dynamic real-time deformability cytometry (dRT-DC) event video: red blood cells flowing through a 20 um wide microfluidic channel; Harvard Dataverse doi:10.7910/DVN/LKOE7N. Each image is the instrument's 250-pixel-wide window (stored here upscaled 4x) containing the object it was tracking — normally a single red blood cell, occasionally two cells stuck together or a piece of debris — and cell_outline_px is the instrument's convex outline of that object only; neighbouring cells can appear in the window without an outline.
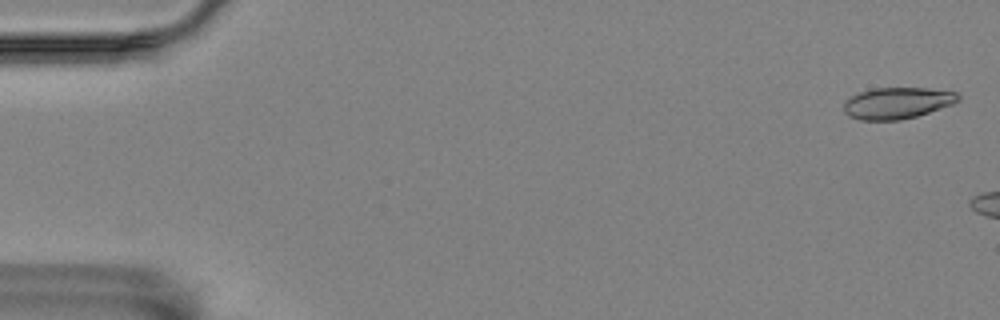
{"species": "Egyptian fruit bat (a non-hibernating species)", "species_latin": "Rousettus aegyptiacus", "temperature_condition": "room temperature", "stored_images_in_passage": 8, "camera_frame_rate_fps": 3000, "um_per_image_px": 0.085, "animal": {"sex": "female"}, "frame": {"image": 1, "passage_image": 2, "time_ms": 0.333, "image_size_px": [1000, 320], "cell_outline_px": [[960, 100], [952, 104], [916, 116], [900, 120], [860, 120], [848, 116], [844, 112], [844, 100], [848, 96], [860, 92], [876, 88], [924, 88], [956, 92], [960, 96]], "centroid_in_image_um": [76.21, 8.76], "position_along_channel_um": 8.8, "area_um2": 20.92}}